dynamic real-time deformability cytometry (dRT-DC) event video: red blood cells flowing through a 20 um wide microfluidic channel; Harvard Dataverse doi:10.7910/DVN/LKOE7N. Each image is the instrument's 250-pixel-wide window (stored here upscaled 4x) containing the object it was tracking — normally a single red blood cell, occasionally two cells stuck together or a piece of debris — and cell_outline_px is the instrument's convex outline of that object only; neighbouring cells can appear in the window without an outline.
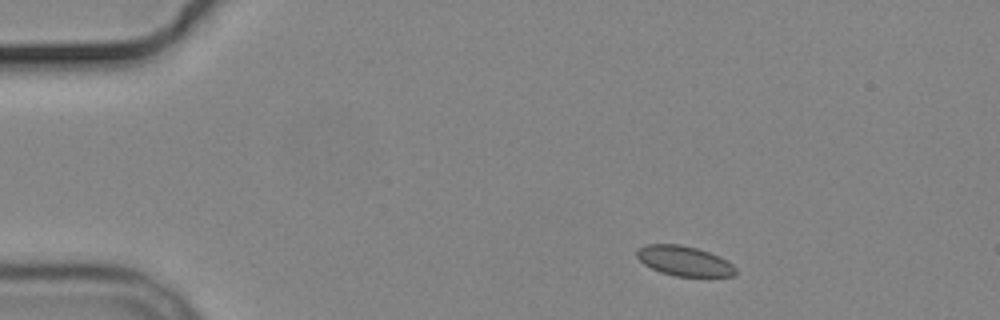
{"species": "common noctule bat (a hibernating species)", "species_latin": "Nyctalus noctula", "temperature_condition": "cold", "stored_images_in_passage": 3, "camera_frame_rate_fps": 3000, "um_per_image_px": 0.085, "animal": {"sex": "male", "body_mass_g": 19.2, "forearm_length_mm": 51.8}, "frame": {"image": 1, "passage_image": 1, "time_ms": 0.0, "image_size_px": [1000, 320], "cell_outline_px": [[736, 272], [732, 276], [676, 276], [660, 272], [644, 264], [636, 256], [636, 252], [640, 248], [648, 244], [680, 244], [696, 248], [720, 256], [732, 264], [736, 268]], "centroid_in_image_um": [58.16, 22.18], "position_along_channel_um": 26.8, "area_um2": 17.05}}